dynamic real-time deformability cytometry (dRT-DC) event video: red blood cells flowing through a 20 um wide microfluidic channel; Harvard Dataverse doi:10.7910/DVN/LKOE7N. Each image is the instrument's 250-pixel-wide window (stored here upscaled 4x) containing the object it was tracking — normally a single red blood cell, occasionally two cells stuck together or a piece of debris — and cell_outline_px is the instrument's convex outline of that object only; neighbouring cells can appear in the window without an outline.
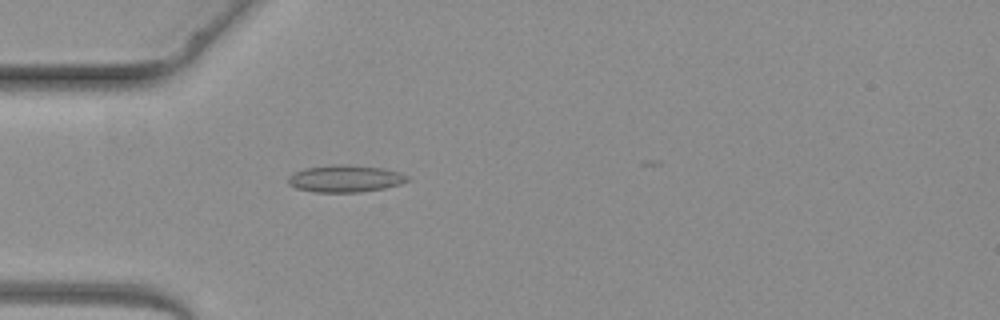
{"species": "common noctule bat (a hibernating species)", "species_latin": "Nyctalus noctula", "temperature_condition": "warm", "stored_images_in_passage": 3, "camera_frame_rate_fps": 3000, "um_per_image_px": 0.085, "animal": {"sex": "female", "body_mass_g": 19.3, "forearm_length_mm": 54.1}, "frame": {"image": 1, "passage_image": 3, "time_ms": 2.333, "image_size_px": [1000, 320], "cell_outline_px": [[408, 180], [400, 184], [384, 188], [360, 192], [316, 192], [296, 188], [288, 184], [288, 176], [292, 172], [304, 168], [332, 164], [348, 164], [384, 168], [400, 172], [408, 176]], "centroid_in_image_um": [29.31, 15.17], "position_along_channel_um": 55.7, "area_um2": 19.02}}